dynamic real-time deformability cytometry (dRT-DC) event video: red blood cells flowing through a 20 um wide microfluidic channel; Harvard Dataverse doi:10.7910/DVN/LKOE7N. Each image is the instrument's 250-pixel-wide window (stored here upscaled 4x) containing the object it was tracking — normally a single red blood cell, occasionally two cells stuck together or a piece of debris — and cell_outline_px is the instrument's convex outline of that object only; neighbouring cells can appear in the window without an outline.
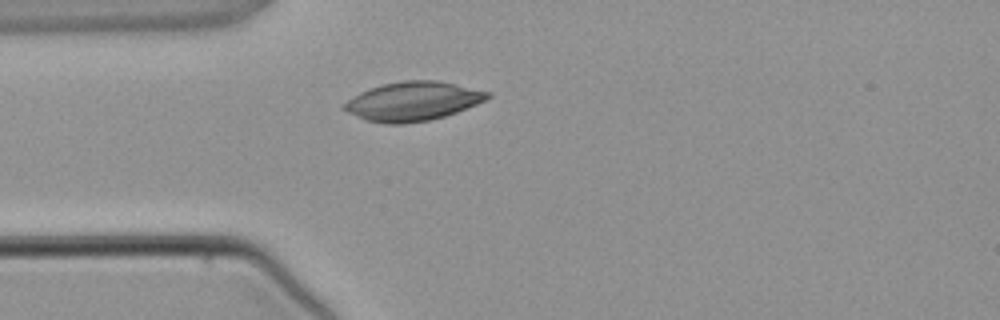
{"species": "common noctule bat (a hibernating species)", "species_latin": "Nyctalus noctula", "temperature_condition": "warm", "stored_images_in_passage": 3, "camera_frame_rate_fps": 3000, "um_per_image_px": 0.085, "animal": {"sex": "male", "body_mass_g": 21.5, "forearm_length_mm": 52.0}, "frame": {"image": 1, "passage_image": 3, "time_ms": 2.667, "image_size_px": [1000, 320], "cell_outline_px": [[492, 96], [476, 104], [456, 112], [444, 116], [428, 120], [404, 124], [384, 124], [364, 120], [340, 108], [340, 104], [352, 96], [360, 92], [380, 84], [404, 80], [436, 80], [492, 92]], "centroid_in_image_um": [35.03, 8.61], "position_along_channel_um": 50.0, "area_um2": 32.83}}